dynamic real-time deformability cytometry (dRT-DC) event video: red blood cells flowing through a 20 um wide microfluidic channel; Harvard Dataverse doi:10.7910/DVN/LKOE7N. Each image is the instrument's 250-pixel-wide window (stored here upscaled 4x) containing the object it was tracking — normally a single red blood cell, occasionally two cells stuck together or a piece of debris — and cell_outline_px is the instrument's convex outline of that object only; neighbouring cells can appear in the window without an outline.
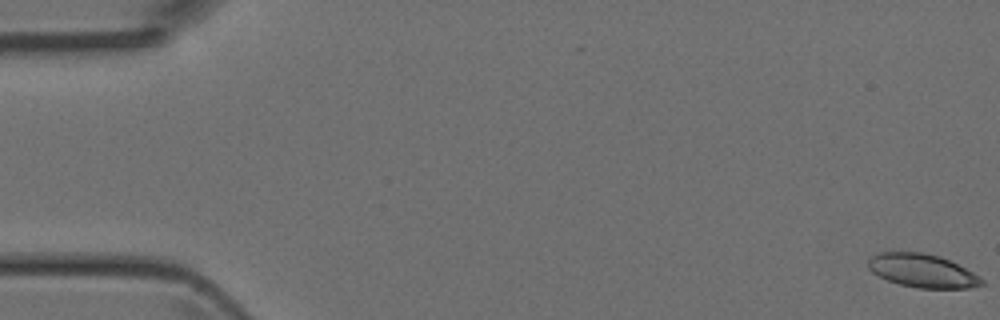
{"species": "Egyptian fruit bat (a non-hibernating species)", "species_latin": "Rousettus aegyptiacus", "temperature_condition": "room temperature", "stored_images_in_passage": 17, "camera_frame_rate_fps": 3000, "um_per_image_px": 0.085, "animal": {"sex": "female"}, "frame": {"image": 1, "passage_image": 1, "time_ms": 0.0, "image_size_px": [1000, 320], "cell_outline_px": [[984, 284], [968, 288], [916, 288], [900, 284], [888, 280], [872, 272], [868, 268], [868, 260], [872, 256], [880, 252], [924, 252], [940, 256], [980, 276], [984, 280]], "centroid_in_image_um": [78.39, 23.01], "position_along_channel_um": 6.6, "area_um2": 21.96}}
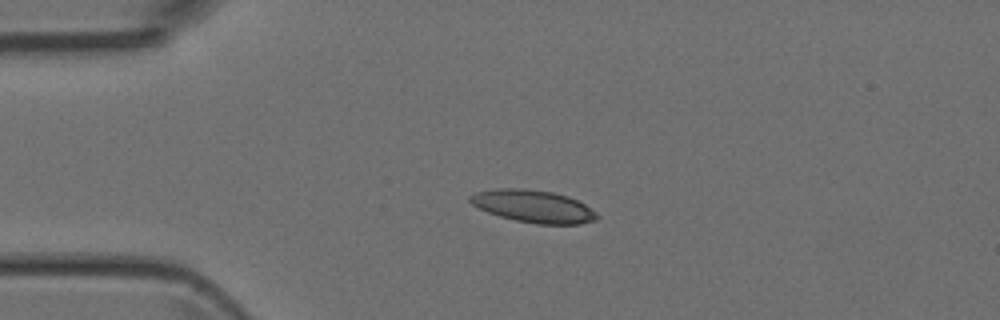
{"frame": {"image": 2, "passage_image": 12, "time_ms": 3.667, "image_size_px": [1000, 320], "cell_outline_px": [[600, 216], [596, 220], [580, 224], [536, 224], [516, 220], [500, 216], [488, 212], [472, 204], [468, 200], [468, 196], [476, 192], [496, 188], [520, 188], [552, 192], [568, 196], [584, 204], [596, 212]], "centroid_in_image_um": [45.33, 17.53], "position_along_channel_um": 39.7, "area_um2": 23.93}}